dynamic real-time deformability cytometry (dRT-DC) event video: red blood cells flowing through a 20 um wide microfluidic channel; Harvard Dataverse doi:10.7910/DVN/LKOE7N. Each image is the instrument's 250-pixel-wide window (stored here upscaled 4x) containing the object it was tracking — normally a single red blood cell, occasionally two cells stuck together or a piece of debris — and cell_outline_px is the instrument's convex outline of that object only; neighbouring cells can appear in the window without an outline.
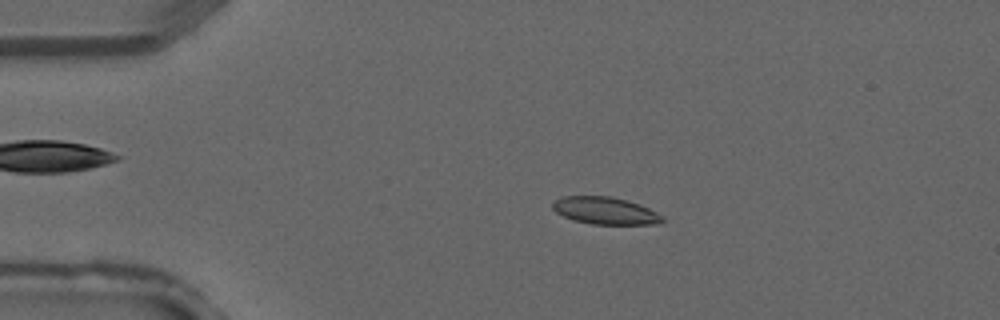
{"species": "common noctule bat (a hibernating species)", "species_latin": "Nyctalus noctula", "temperature_condition": "warm", "stored_images_in_passage": 3, "camera_frame_rate_fps": 3000, "um_per_image_px": 0.085, "animal": {"sex": "male", "forearm_length_mm": 52.5}, "frame": {"image": 1, "passage_image": 2, "time_ms": 0.333, "image_size_px": [1000, 320], "cell_outline_px": [[664, 220], [660, 224], [592, 224], [572, 220], [556, 212], [552, 208], [552, 200], [560, 196], [612, 196], [640, 204], [664, 216]], "centroid_in_image_um": [51.42, 17.9], "position_along_channel_um": 33.6, "area_um2": 17.63}}